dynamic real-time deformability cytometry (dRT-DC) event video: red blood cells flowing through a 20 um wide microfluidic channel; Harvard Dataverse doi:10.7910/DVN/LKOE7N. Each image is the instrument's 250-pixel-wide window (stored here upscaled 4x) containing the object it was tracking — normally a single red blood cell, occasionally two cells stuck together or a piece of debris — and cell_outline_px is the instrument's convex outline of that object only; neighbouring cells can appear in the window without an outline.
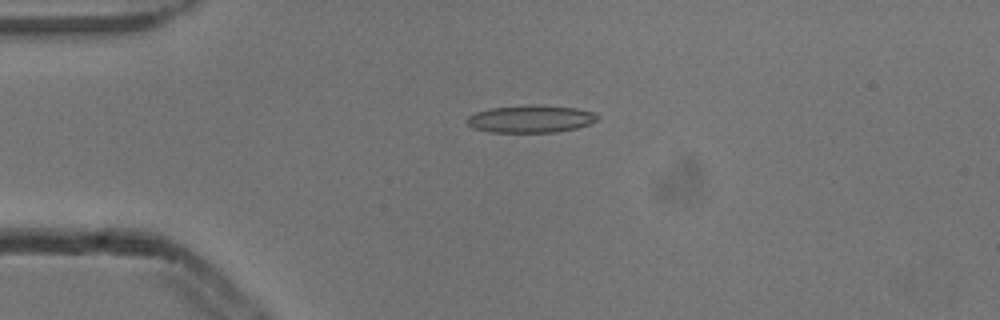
{"species": "common noctule bat (a hibernating species)", "species_latin": "Nyctalus noctula", "temperature_condition": "cold", "stored_images_in_passage": 6, "camera_frame_rate_fps": 3000, "um_per_image_px": 0.085, "animal": {"sex": "male", "body_mass_g": 13.3}, "frame": {"image": 1, "passage_image": 3, "time_ms": 0.667, "image_size_px": [1000, 320], "cell_outline_px": [[600, 116], [596, 120], [588, 124], [576, 128], [556, 132], [488, 132], [476, 128], [468, 124], [468, 116], [476, 112], [488, 108], [576, 108], [596, 112]], "centroid_in_image_um": [45.13, 10.16], "position_along_channel_um": 39.9, "area_um2": 19.59}}
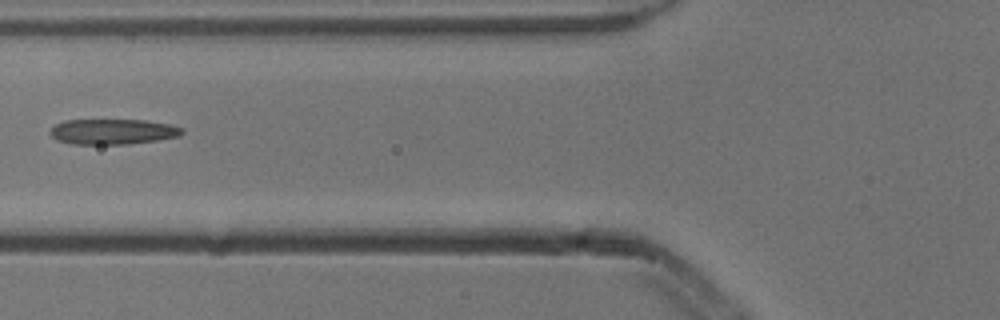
{"frame": {"image": 2, "passage_image": 5, "time_ms": 1.333, "image_size_px": [1000, 320], "cell_outline_px": [[184, 132], [180, 136], [156, 140], [128, 144], [72, 144], [56, 140], [48, 132], [56, 124], [64, 120], [144, 120], [172, 124], [184, 128]], "centroid_in_image_um": [9.6, 11.19], "position_along_channel_um": 116.2, "area_um2": 19.65}}
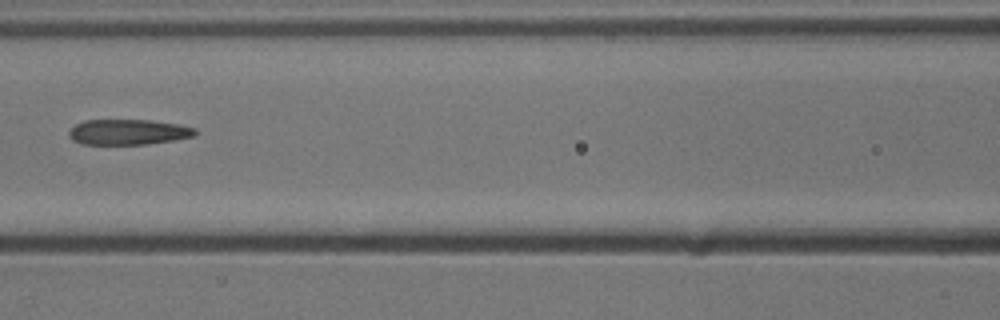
{"frame": {"image": 3, "passage_image": 6, "time_ms": 1.667, "image_size_px": [1000, 320], "cell_outline_px": [[196, 136], [176, 140], [148, 144], [84, 144], [72, 140], [68, 136], [68, 132], [76, 124], [84, 120], [148, 120], [180, 124], [196, 128]], "centroid_in_image_um": [10.93, 11.22], "position_along_channel_um": 155.7, "area_um2": 18.84}}